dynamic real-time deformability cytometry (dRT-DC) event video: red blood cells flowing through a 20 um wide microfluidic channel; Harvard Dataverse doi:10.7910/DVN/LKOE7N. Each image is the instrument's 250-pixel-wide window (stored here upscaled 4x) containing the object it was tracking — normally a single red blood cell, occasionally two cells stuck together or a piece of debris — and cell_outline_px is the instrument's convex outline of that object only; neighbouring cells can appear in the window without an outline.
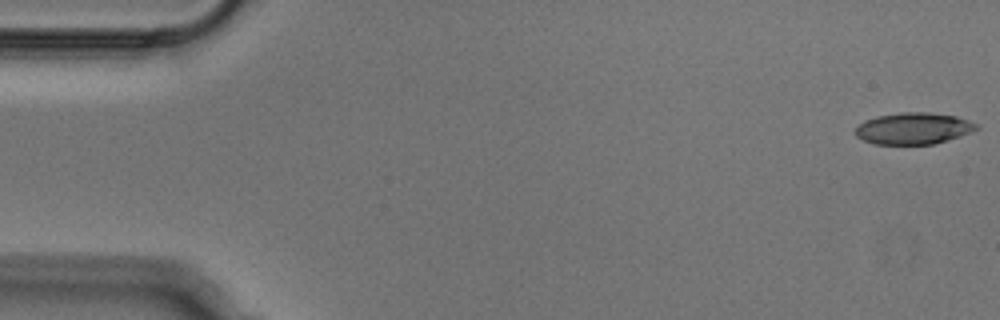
{"species": "Egyptian fruit bat (a non-hibernating species)", "species_latin": "Rousettus aegyptiacus", "temperature_condition": "cold", "stored_images_in_passage": 52, "camera_frame_rate_fps": 3000, "um_per_image_px": 0.085, "animal": {"sex": "male"}, "frame": {"image": 1, "passage_image": 1, "time_ms": 0.0, "image_size_px": [1000, 320], "cell_outline_px": [[980, 128], [960, 136], [932, 144], [876, 144], [864, 140], [856, 136], [856, 128], [864, 120], [876, 116], [900, 112], [928, 112], [956, 116], [980, 124]], "centroid_in_image_um": [77.66, 10.9], "position_along_channel_um": 7.3, "area_um2": 22.25}}
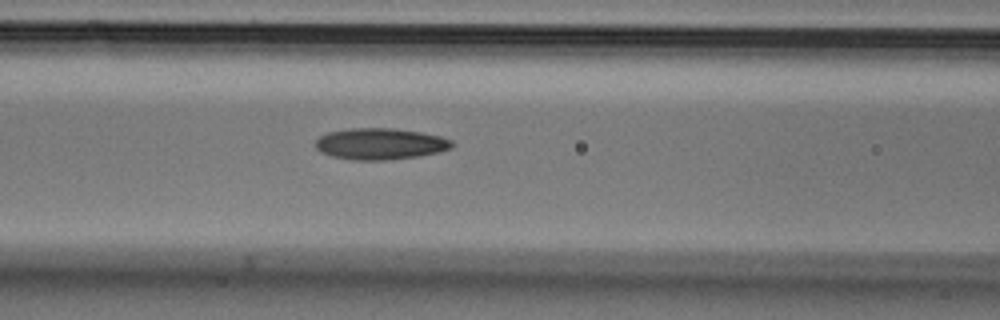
{"frame": {"image": 2, "passage_image": 21, "time_ms": 6.667, "image_size_px": [1000, 320], "cell_outline_px": [[456, 144], [452, 148], [440, 152], [420, 156], [388, 160], [352, 160], [332, 156], [320, 152], [316, 148], [316, 140], [320, 136], [328, 132], [352, 128], [392, 128], [420, 132], [440, 136], [452, 140]], "centroid_in_image_um": [32.35, 12.23], "position_along_channel_um": 134.2, "area_um2": 25.14}}
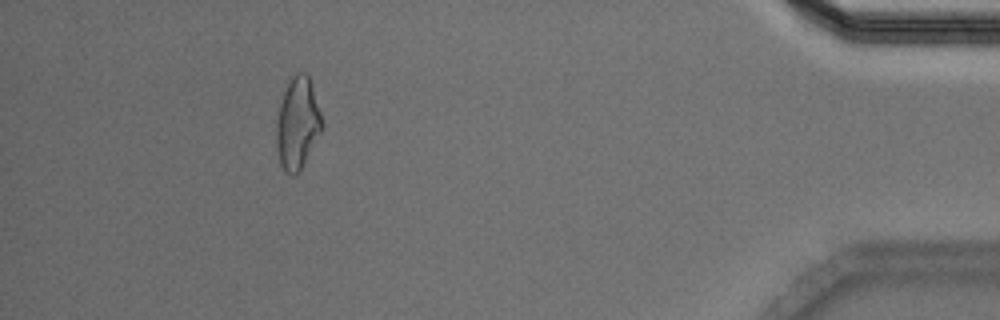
{"frame": {"image": 3, "passage_image": 47, "time_ms": 15.333, "image_size_px": [1000, 320], "cell_outline_px": [[324, 124], [300, 172], [296, 176], [292, 176], [284, 172], [280, 164], [276, 148], [276, 120], [280, 104], [284, 92], [292, 76], [296, 72], [304, 72], [308, 76], [312, 84]], "centroid_in_image_um": [25.28, 10.53], "position_along_channel_um": 409.9, "area_um2": 24.51}}